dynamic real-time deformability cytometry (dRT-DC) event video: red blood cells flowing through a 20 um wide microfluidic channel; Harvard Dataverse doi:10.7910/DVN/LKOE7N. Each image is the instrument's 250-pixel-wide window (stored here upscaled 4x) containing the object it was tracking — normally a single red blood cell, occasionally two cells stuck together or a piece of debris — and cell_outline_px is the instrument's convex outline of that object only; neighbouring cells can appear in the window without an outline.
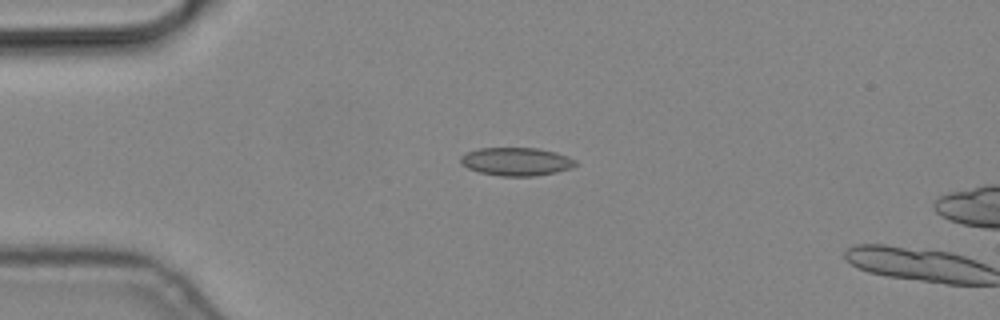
{"species": "common noctule bat (a hibernating species)", "species_latin": "Nyctalus noctula", "temperature_condition": "cold", "stored_images_in_passage": 4, "camera_frame_rate_fps": 3000, "um_per_image_px": 0.085, "animal": {"sex": "male", "body_mass_g": 19.2, "forearm_length_mm": 51.8}, "frame": {"image": 1, "passage_image": 3, "time_ms": 0.667, "image_size_px": [1000, 320], "cell_outline_px": [[580, 164], [572, 168], [556, 172], [536, 176], [500, 176], [480, 172], [468, 168], [460, 164], [460, 156], [468, 152], [480, 148], [536, 148], [556, 152], [568, 156], [576, 160]], "centroid_in_image_um": [43.92, 13.74], "position_along_channel_um": 41.1, "area_um2": 19.02}}